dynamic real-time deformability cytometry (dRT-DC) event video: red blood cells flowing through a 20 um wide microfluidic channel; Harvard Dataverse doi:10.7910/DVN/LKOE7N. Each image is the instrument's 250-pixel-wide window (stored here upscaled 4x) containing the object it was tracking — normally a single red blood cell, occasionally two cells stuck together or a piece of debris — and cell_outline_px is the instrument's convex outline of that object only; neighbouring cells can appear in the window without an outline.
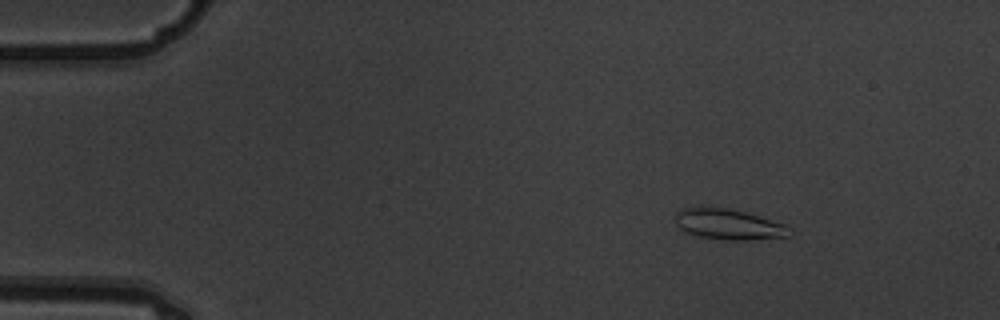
{"species": "common noctule bat (a hibernating species)", "species_latin": "Nyctalus noctula", "temperature_condition": "warm", "stored_images_in_passage": 5, "camera_frame_rate_fps": 3000, "um_per_image_px": 0.085, "animal": {"sex": "male", "body_mass_g": 19.5, "forearm_length_mm": 54.6}, "frame": {"image": 1, "passage_image": 2, "time_ms": 0.333, "image_size_px": [1000, 320], "cell_outline_px": [[792, 236], [748, 240], [728, 240], [700, 236], [684, 232], [676, 224], [676, 212], [680, 208], [700, 204], [728, 208], [744, 212], [784, 224]], "centroid_in_image_um": [61.83, 19.03], "position_along_channel_um": 23.2, "area_um2": 20.63}}
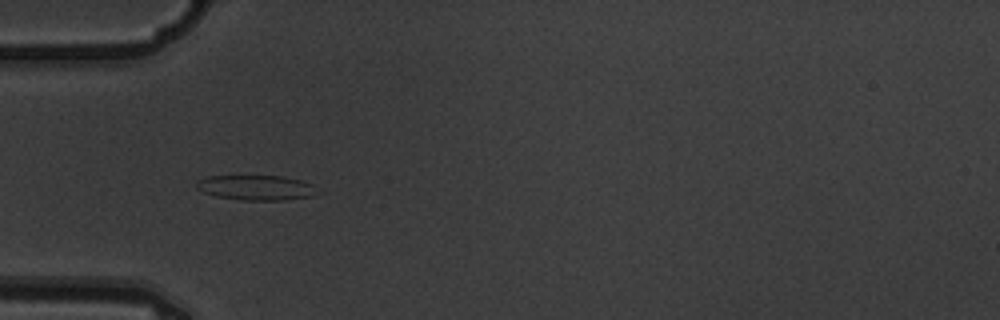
{"frame": {"image": 2, "passage_image": 4, "time_ms": 1.0, "image_size_px": [1000, 320], "cell_outline_px": [[312, 196], [284, 200], [240, 200], [216, 196], [204, 192], [196, 188], [196, 180], [208, 176], [284, 176], [300, 180], [312, 184]], "centroid_in_image_um": [21.68, 15.94], "position_along_channel_um": 63.3, "area_um2": 17.34}}